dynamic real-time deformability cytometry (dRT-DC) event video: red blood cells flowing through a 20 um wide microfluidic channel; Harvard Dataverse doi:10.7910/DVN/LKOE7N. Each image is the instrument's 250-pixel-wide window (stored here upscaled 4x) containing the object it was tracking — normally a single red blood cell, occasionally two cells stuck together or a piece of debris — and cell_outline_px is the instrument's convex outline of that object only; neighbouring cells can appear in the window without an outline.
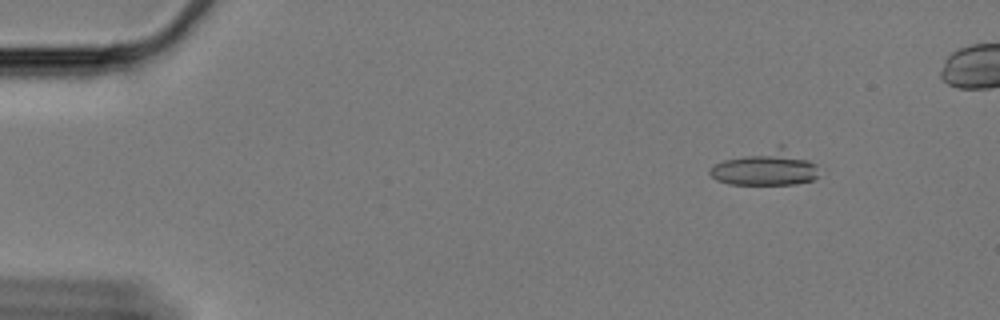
{"species": "Egyptian fruit bat (a non-hibernating species)", "species_latin": "Rousettus aegyptiacus", "temperature_condition": "cold", "stored_images_in_passage": 56, "camera_frame_rate_fps": 3000, "um_per_image_px": 0.085, "animal": {"sex": "female"}, "frame": {"image": 1, "passage_image": 8, "time_ms": 2.333, "image_size_px": [1000, 320], "cell_outline_px": [[820, 176], [812, 180], [796, 184], [728, 184], [716, 180], [708, 172], [708, 168], [724, 160], [780, 144], [784, 144], [816, 164]], "centroid_in_image_um": [65.12, 14.26], "position_along_channel_um": 19.9, "area_um2": 22.54}}
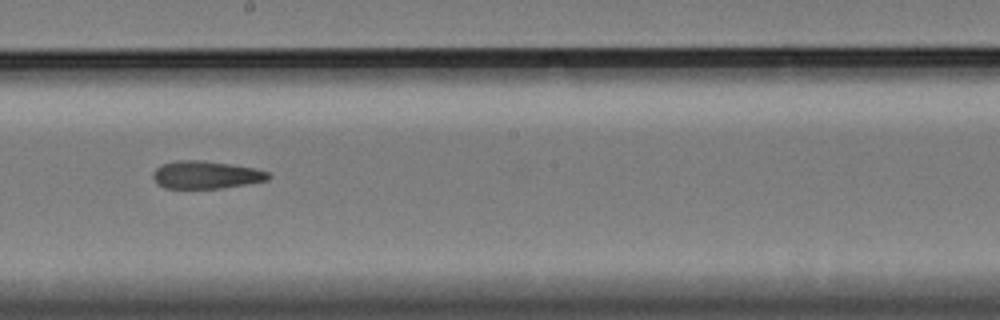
{"frame": {"image": 2, "passage_image": 35, "time_ms": 11.333, "image_size_px": [1000, 320], "cell_outline_px": [[272, 176], [268, 180], [220, 188], [164, 188], [156, 184], [152, 176], [152, 172], [156, 168], [164, 164], [176, 160], [204, 160], [252, 168], [268, 172]], "centroid_in_image_um": [17.46, 14.86], "position_along_channel_um": 230.7, "area_um2": 18.5}}
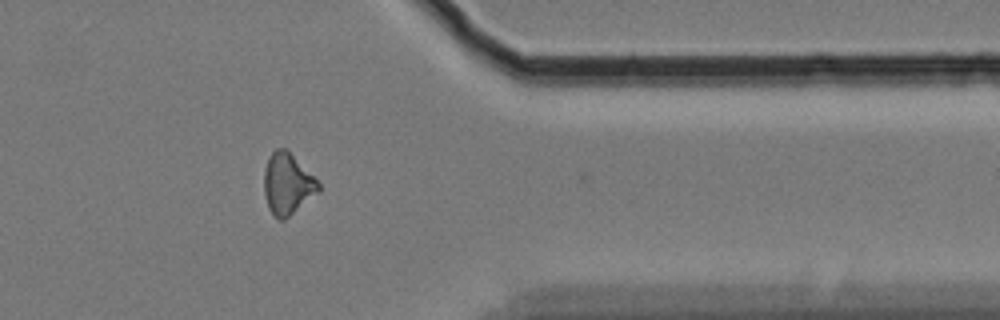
{"frame": {"image": 3, "passage_image": 50, "time_ms": 16.333, "image_size_px": [1000, 320], "cell_outline_px": [[320, 192], [284, 220], [280, 220], [268, 208], [264, 192], [264, 172], [268, 160], [272, 152], [276, 148], [284, 148], [320, 184]], "centroid_in_image_um": [24.43, 15.67], "position_along_channel_um": 387.0, "area_um2": 18.9}, "authors_computed_cell_mechanics": {"area_um2": 19.2763, "velocity_mm_per_s": 3.3575, "shape_relaxation_time_tau1_ms": null, "shape_relaxation_time_tau2_ms": 5.854, "deformation_change_tau1": null, "deformation_change_tau2": 0.1538}}